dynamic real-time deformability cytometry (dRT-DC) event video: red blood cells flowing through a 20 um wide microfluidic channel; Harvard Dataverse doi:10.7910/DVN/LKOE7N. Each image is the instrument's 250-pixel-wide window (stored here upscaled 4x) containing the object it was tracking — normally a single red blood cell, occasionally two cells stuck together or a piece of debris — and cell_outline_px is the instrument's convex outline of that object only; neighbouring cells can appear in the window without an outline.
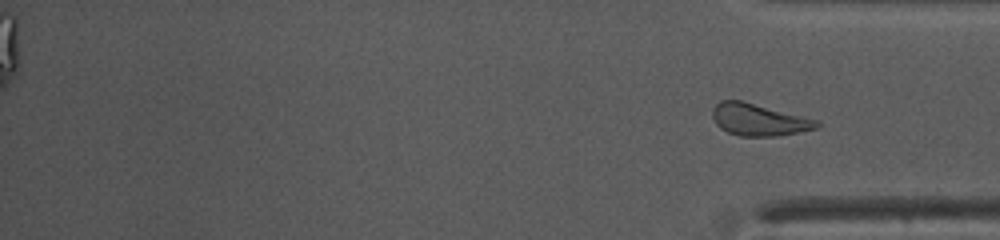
{"species": "common noctule bat (a hibernating species)", "species_latin": "Nyctalus noctula", "temperature_condition": "warm", "stored_images_in_passage": 49, "segment_of_instrument_passage": [2, 2], "camera_frame_rate_fps": 3000, "um_per_image_px": 0.085, "animal": {"sex": "female", "body_mass_g": 10.0, "forearm_length_mm": 53.1}, "frame": {"image": 1, "passage_image": 49, "time_ms": 16.0, "image_size_px": [1000, 240], "cell_outline_px": [[820, 124], [816, 128], [800, 132], [776, 136], [740, 136], [728, 132], [720, 128], [716, 124], [712, 116], [712, 108], [720, 100], [740, 100], [820, 120]], "centroid_in_image_um": [64.49, 10.17], "position_along_channel_um": 370.7, "area_um2": 19.48}}